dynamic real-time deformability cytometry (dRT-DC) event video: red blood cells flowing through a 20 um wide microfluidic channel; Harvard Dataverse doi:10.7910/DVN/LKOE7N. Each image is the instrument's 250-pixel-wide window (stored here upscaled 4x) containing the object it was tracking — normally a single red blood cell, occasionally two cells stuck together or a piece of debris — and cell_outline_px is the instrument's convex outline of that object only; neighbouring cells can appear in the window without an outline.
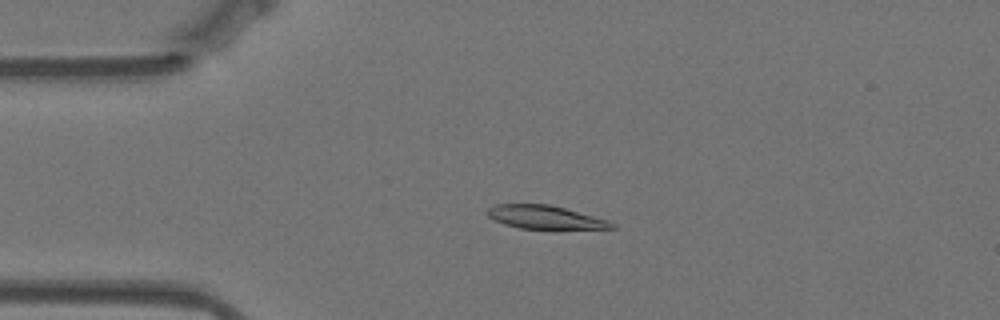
{"species": "Egyptian fruit bat (a non-hibernating species)", "species_latin": "Rousettus aegyptiacus", "temperature_condition": "warm", "stored_images_in_passage": 56, "camera_frame_rate_fps": 3000, "um_per_image_px": 0.085, "animal": {"sex": "female"}, "frame": {"image": 1, "passage_image": 12, "time_ms": 3.667, "image_size_px": [1000, 320], "cell_outline_px": [[616, 228], [520, 228], [504, 224], [488, 216], [484, 212], [488, 208], [496, 204], [548, 204], [564, 208], [608, 220], [616, 224]], "centroid_in_image_um": [46.29, 18.45], "position_along_channel_um": 38.7, "area_um2": 16.59}}
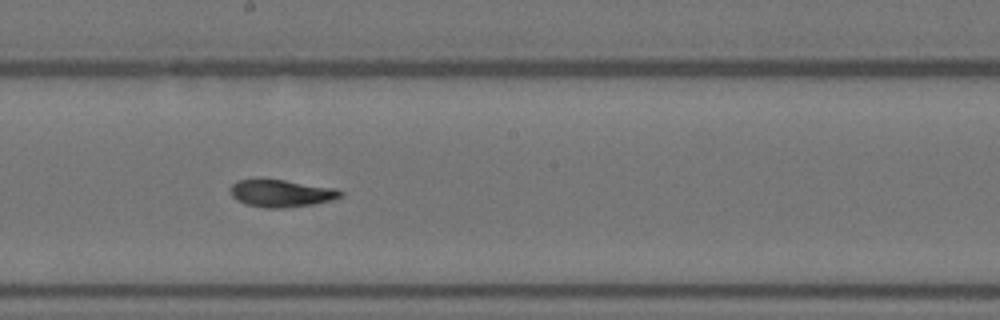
{"frame": {"image": 2, "passage_image": 30, "time_ms": 9.667, "image_size_px": [1000, 320], "cell_outline_px": [[344, 192], [340, 196], [332, 200], [312, 204], [280, 208], [264, 208], [244, 204], [236, 200], [232, 196], [232, 184], [236, 180], [284, 180], [336, 188]], "centroid_in_image_um": [23.91, 16.44], "position_along_channel_um": 224.3, "area_um2": 17.28}}
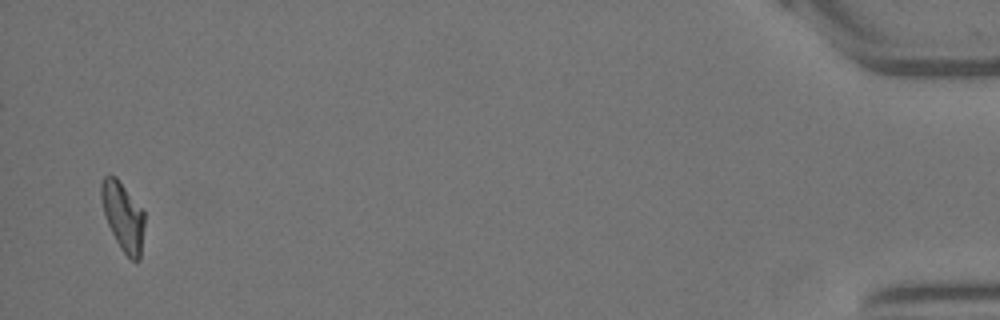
{"frame": {"image": 3, "passage_image": 55, "time_ms": 18.0, "image_size_px": [1000, 320], "cell_outline_px": [[144, 224], [140, 260], [132, 260], [120, 248], [104, 216], [100, 196], [100, 184], [104, 176], [116, 176], [144, 212]], "centroid_in_image_um": [10.44, 18.38], "position_along_channel_um": 424.8, "area_um2": 17.11}, "authors_computed_cell_mechanics": {"area_um2": 17.6579, "velocity_mm_per_s": 3.5007, "shape_relaxation_time_tau1_ms": 8.5818, "shape_relaxation_time_tau2_ms": 5.5295, "deformation_change_tau1": 0.2793, "deformation_change_tau2": 0.0952}}